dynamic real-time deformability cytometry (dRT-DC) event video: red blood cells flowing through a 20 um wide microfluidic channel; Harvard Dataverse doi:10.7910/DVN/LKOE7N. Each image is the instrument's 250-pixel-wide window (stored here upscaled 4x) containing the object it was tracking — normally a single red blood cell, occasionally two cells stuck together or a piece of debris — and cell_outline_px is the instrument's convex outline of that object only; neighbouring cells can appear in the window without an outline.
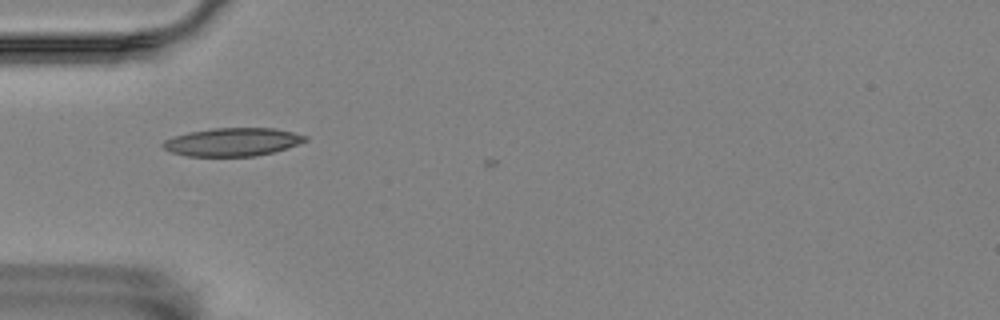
{"species": "Egyptian fruit bat (a non-hibernating species)", "species_latin": "Rousettus aegyptiacus", "temperature_condition": "room temperature", "stored_images_in_passage": 4, "camera_frame_rate_fps": 3000, "um_per_image_px": 0.085, "animal": {"sex": "female"}, "frame": {"image": 1, "passage_image": 1, "time_ms": 0.0, "image_size_px": [1000, 320], "cell_outline_px": [[308, 140], [288, 148], [256, 156], [188, 156], [172, 152], [164, 148], [160, 144], [164, 140], [172, 136], [188, 132], [212, 128], [276, 128], [308, 136]], "centroid_in_image_um": [19.76, 12.06], "position_along_channel_um": 65.2, "area_um2": 23.47}}